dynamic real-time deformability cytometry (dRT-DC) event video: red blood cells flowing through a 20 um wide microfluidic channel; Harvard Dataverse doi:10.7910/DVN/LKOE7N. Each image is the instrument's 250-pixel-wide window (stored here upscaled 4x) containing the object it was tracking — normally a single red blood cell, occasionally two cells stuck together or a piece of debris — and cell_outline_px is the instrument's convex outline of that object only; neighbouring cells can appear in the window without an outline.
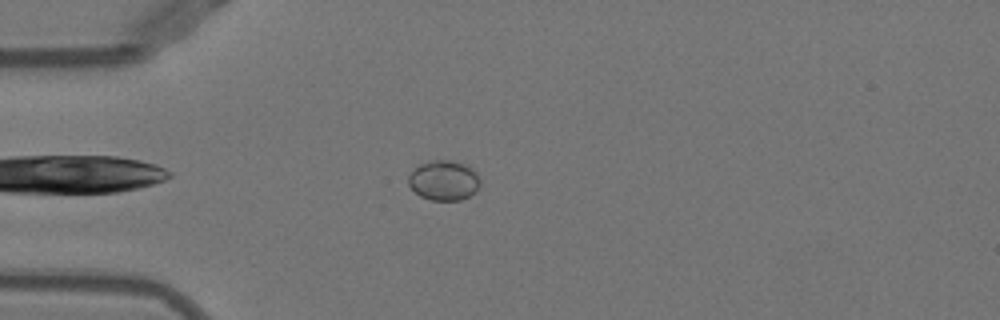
{"species": "Egyptian fruit bat (a non-hibernating species)", "species_latin": "Rousettus aegyptiacus", "temperature_condition": "warm", "stored_images_in_passage": 46, "camera_frame_rate_fps": 3000, "um_per_image_px": 0.085, "animal": {"sex": "female"}, "frame": {"image": 1, "passage_image": 8, "time_ms": 2.333, "image_size_px": [1000, 320], "cell_outline_px": [[480, 184], [476, 192], [460, 200], [432, 200], [420, 196], [408, 184], [408, 176], [420, 164], [428, 160], [452, 160], [468, 164], [476, 172], [480, 180]], "centroid_in_image_um": [37.75, 15.32], "position_along_channel_um": 47.2, "area_um2": 16.82}}
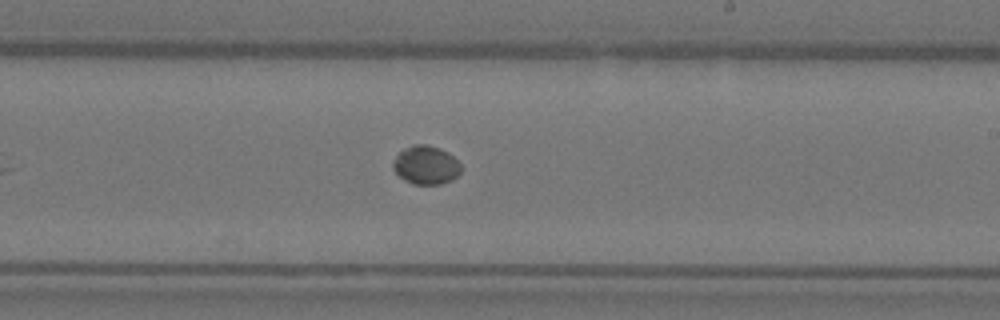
{"frame": {"image": 2, "passage_image": 25, "time_ms": 8.0, "image_size_px": [1000, 320], "cell_outline_px": [[460, 172], [452, 180], [440, 184], [412, 184], [404, 180], [392, 168], [392, 164], [396, 156], [404, 148], [416, 144], [424, 144], [440, 148], [448, 152], [460, 164]], "centroid_in_image_um": [36.19, 14.03], "position_along_channel_um": 252.8, "area_um2": 15.14}}
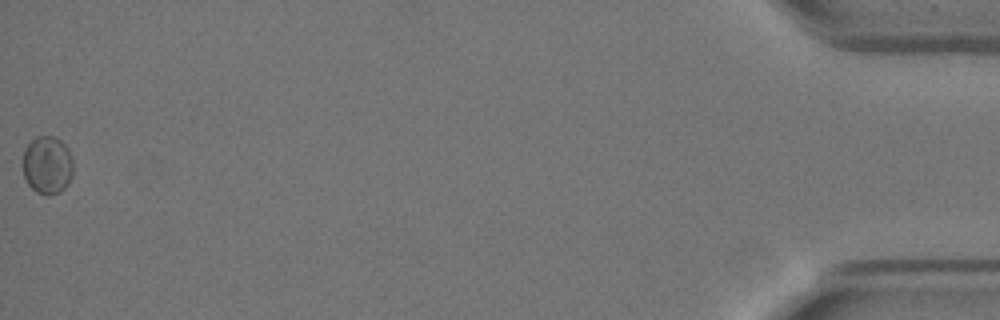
{"frame": {"image": 3, "passage_image": 46, "time_ms": 15.0, "image_size_px": [1000, 320], "cell_outline_px": [[72, 176], [68, 184], [60, 192], [48, 196], [36, 192], [28, 184], [24, 176], [24, 148], [36, 136], [56, 136], [68, 148], [72, 156]], "centroid_in_image_um": [4.04, 14.03], "position_along_channel_um": 431.2, "area_um2": 17.11}, "authors_computed_cell_mechanics": {"area_um2": 15.5482, "velocity_mm_per_s": 3.9117, "shape_relaxation_time_tau1_ms": 2.371, "shape_relaxation_time_tau2_ms": null, "deformation_change_tau1": 0.0334, "deformation_change_tau2": null}}